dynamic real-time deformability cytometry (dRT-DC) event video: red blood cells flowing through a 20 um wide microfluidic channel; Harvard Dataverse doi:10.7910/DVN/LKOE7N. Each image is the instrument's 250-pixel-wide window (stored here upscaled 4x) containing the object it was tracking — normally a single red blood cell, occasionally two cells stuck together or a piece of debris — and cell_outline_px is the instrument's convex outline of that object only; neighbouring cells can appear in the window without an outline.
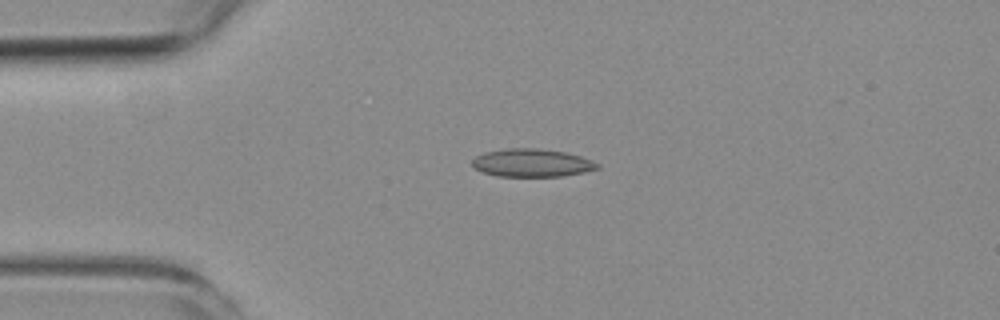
{"species": "common noctule bat (a hibernating species)", "species_latin": "Nyctalus noctula", "temperature_condition": "room temperature", "stored_images_in_passage": 5, "camera_frame_rate_fps": 3000, "um_per_image_px": 0.085, "animal": {"sex": "female", "body_mass_g": 19.3, "forearm_length_mm": 54.1}, "frame": {"image": 1, "passage_image": 4, "time_ms": 3.333, "image_size_px": [1000, 320], "cell_outline_px": [[600, 168], [584, 172], [560, 176], [496, 176], [472, 168], [472, 160], [476, 156], [484, 152], [508, 148], [536, 148], [568, 152], [592, 160], [600, 164]], "centroid_in_image_um": [45.21, 13.84], "position_along_channel_um": 39.8, "area_um2": 20.52}}